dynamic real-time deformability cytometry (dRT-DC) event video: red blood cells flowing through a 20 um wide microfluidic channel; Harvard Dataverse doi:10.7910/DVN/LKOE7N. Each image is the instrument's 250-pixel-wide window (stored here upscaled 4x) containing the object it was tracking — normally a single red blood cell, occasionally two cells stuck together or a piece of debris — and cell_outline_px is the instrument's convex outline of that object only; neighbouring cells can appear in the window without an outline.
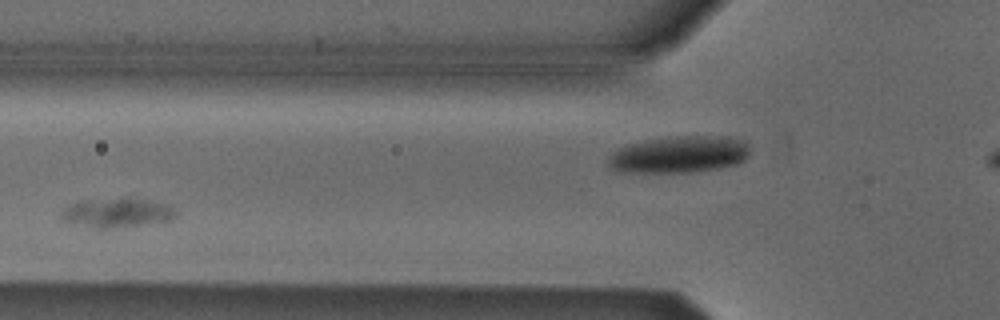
{"species": "Egyptian fruit bat (a non-hibernating species)", "species_latin": "Rousettus aegyptiacus", "temperature_condition": "cold", "stored_images_in_passage": 5, "camera_frame_rate_fps": 3000, "um_per_image_px": 0.085, "animal": {"sex": "male"}, "frame": {"image": 1, "passage_image": 3, "time_ms": 2.333, "image_size_px": [1000, 320], "cell_outline_px": [[176, 216], [172, 220], [112, 228], [96, 228], [60, 220], [60, 212], [64, 208], [80, 200], [124, 196], [128, 196], [172, 204], [176, 208]], "centroid_in_image_um": [9.98, 18.04], "position_along_channel_um": 115.8, "area_um2": 20.23}}